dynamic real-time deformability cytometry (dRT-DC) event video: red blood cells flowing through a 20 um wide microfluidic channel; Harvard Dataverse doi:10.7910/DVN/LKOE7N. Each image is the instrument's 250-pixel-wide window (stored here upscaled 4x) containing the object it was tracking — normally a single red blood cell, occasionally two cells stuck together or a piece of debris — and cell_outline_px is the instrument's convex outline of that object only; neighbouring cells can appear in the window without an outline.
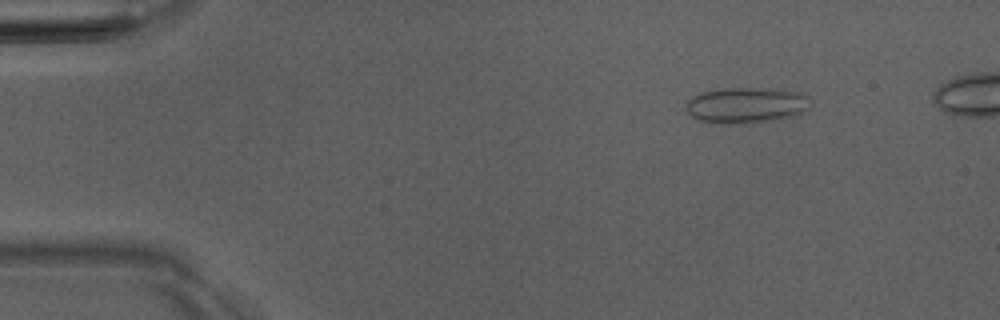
{"species": "Egyptian fruit bat (a non-hibernating species)", "species_latin": "Rousettus aegyptiacus", "temperature_condition": "room temperature", "stored_images_in_passage": 5, "camera_frame_rate_fps": 3000, "um_per_image_px": 0.085, "animal": {"sex": "male"}, "frame": {"image": 1, "passage_image": 2, "time_ms": 1.333, "image_size_px": [1000, 320], "cell_outline_px": [[808, 96], [804, 108], [796, 116], [768, 120], [732, 124], [700, 120], [692, 116], [684, 108], [688, 100], [692, 96], [700, 92], [716, 88], [768, 88], [800, 92]], "centroid_in_image_um": [63.34, 8.91], "position_along_channel_um": 21.7, "area_um2": 25.55}}